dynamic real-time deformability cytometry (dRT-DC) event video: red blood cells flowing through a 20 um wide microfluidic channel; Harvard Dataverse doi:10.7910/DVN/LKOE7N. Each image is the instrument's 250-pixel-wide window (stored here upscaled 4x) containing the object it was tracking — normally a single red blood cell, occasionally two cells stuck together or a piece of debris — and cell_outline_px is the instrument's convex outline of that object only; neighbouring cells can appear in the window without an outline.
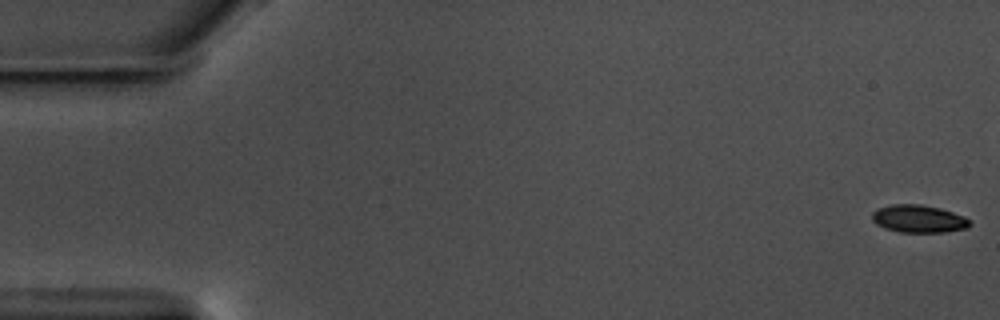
{"species": "common noctule bat (a hibernating species)", "species_latin": "Nyctalus noctula", "temperature_condition": "warm", "stored_images_in_passage": 59, "camera_frame_rate_fps": 3000, "um_per_image_px": 0.085, "animal": {"sex": "male", "body_mass_g": 17.5, "forearm_length_mm": 52.3}, "frame": {"image": 1, "passage_image": 1, "time_ms": 0.0, "image_size_px": [1000, 320], "cell_outline_px": [[972, 224], [968, 228], [944, 232], [900, 232], [884, 228], [876, 224], [872, 220], [872, 212], [876, 208], [892, 204], [920, 204], [940, 208], [964, 216], [972, 220]], "centroid_in_image_um": [78.09, 18.59], "position_along_channel_um": 6.9, "area_um2": 15.95}}
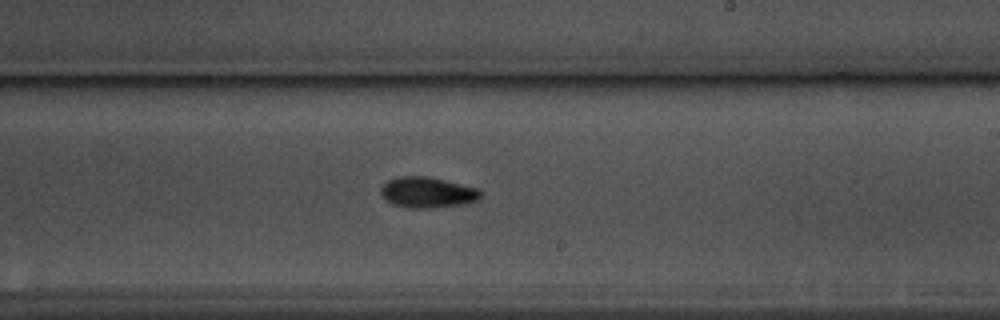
{"frame": {"image": 2, "passage_image": 35, "time_ms": 11.333, "image_size_px": [1000, 320], "cell_outline_px": [[480, 196], [476, 200], [460, 204], [428, 208], [408, 208], [392, 204], [380, 192], [380, 188], [388, 180], [396, 176], [428, 176], [480, 188]], "centroid_in_image_um": [36.31, 16.33], "position_along_channel_um": 252.7, "area_um2": 17.74}}
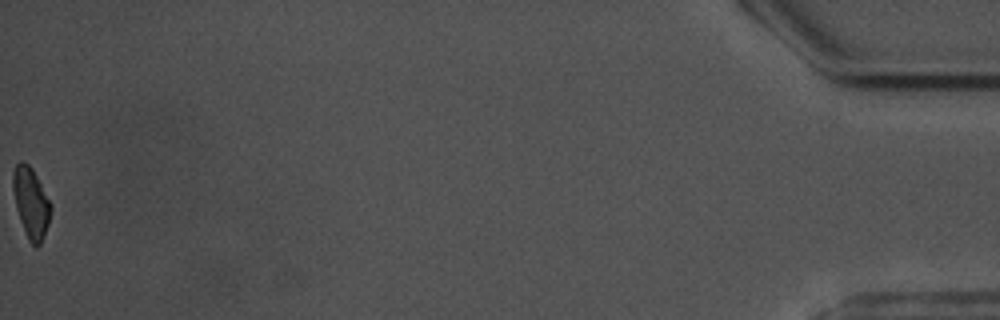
{"frame": {"image": 3, "passage_image": 59, "time_ms": 19.333, "image_size_px": [1000, 320], "cell_outline_px": [[52, 208], [48, 224], [44, 236], [40, 244], [36, 248], [28, 240], [20, 220], [16, 208], [12, 188], [12, 172], [16, 164], [20, 160], [24, 160], [32, 168], [52, 204]], "centroid_in_image_um": [2.62, 17.21], "position_along_channel_um": 432.6, "area_um2": 15.72}, "authors_computed_cell_mechanics": {"area_um2": 16.5886, "velocity_mm_per_s": 3.5388, "shape_relaxation_time_tau1_ms": 2.8253, "shape_relaxation_time_tau2_ms": 8.518, "deformation_change_tau1": 0.1259, "deformation_change_tau2": 0.1297}}